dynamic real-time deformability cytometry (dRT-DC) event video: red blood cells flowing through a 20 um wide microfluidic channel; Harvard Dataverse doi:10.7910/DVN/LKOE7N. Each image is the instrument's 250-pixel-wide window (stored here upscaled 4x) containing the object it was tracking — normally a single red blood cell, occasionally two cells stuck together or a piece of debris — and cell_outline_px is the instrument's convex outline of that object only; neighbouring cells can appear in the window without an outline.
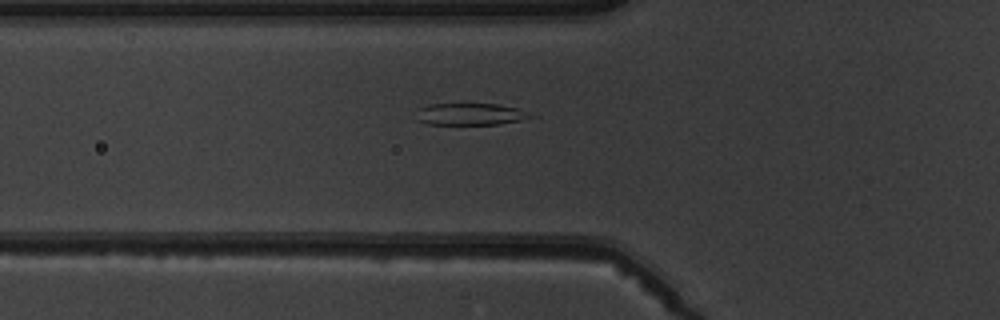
{"species": "common noctule bat (a hibernating species)", "species_latin": "Nyctalus noctula", "temperature_condition": "warm", "stored_images_in_passage": 7, "camera_frame_rate_fps": 3000, "um_per_image_px": 0.085, "animal": {"sex": "male", "body_mass_g": 19.5, "forearm_length_mm": 54.6}, "frame": {"image": 1, "passage_image": 7, "time_ms": 7.0, "image_size_px": [1000, 320], "cell_outline_px": [[536, 116], [520, 120], [500, 124], [428, 124], [416, 120], [420, 108], [428, 104], [496, 104], [516, 108]], "centroid_in_image_um": [39.96, 9.71], "position_along_channel_um": 85.8, "area_um2": 14.33}}